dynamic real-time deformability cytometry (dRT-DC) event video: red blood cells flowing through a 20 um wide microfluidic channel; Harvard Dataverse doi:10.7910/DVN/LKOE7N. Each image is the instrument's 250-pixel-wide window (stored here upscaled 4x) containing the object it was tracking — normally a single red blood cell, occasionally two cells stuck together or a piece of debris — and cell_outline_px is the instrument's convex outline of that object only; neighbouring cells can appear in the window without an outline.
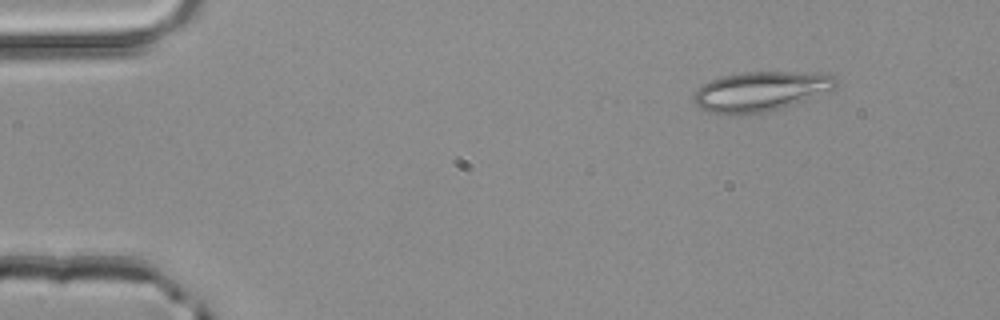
{"species": "common noctule bat (a hibernating species)", "species_latin": "Nyctalus noctula", "temperature_condition": "room temperature", "stored_images_in_passage": 3, "camera_frame_rate_fps": 3000, "um_per_image_px": 0.085, "animal": {"sex": "male", "body_mass_g": 20.4}, "frame": {"image": 1, "passage_image": 1, "time_ms": 0.0, "image_size_px": [1000, 320], "cell_outline_px": [[840, 80], [836, 88], [804, 100], [780, 108], [764, 112], [740, 116], [732, 116], [708, 112], [700, 108], [692, 100], [692, 96], [704, 84], [712, 80], [724, 76], [740, 72], [832, 72]], "centroid_in_image_um": [64.7, 7.76], "position_along_channel_um": 20.3, "area_um2": 33.41}}